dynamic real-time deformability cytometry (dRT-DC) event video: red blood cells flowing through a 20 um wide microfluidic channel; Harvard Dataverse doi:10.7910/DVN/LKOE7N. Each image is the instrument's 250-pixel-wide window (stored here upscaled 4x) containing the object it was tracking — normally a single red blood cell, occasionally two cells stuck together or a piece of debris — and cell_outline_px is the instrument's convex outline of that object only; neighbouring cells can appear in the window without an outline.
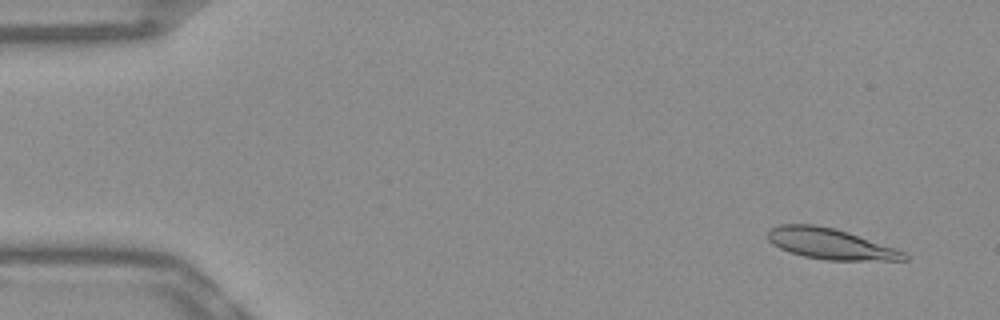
{"species": "Egyptian fruit bat (a non-hibernating species)", "species_latin": "Rousettus aegyptiacus", "temperature_condition": "warm", "stored_images_in_passage": 53, "camera_frame_rate_fps": 3000, "um_per_image_px": 0.085, "frame": {"image": 1, "passage_image": 4, "time_ms": 1.0, "image_size_px": [1000, 320], "cell_outline_px": [[908, 260], [828, 260], [804, 256], [788, 252], [772, 244], [768, 240], [768, 232], [772, 228], [780, 224], [812, 224], [836, 228], [896, 248], [904, 252], [908, 256]], "centroid_in_image_um": [70.58, 20.72], "position_along_channel_um": 14.4, "area_um2": 24.39}}
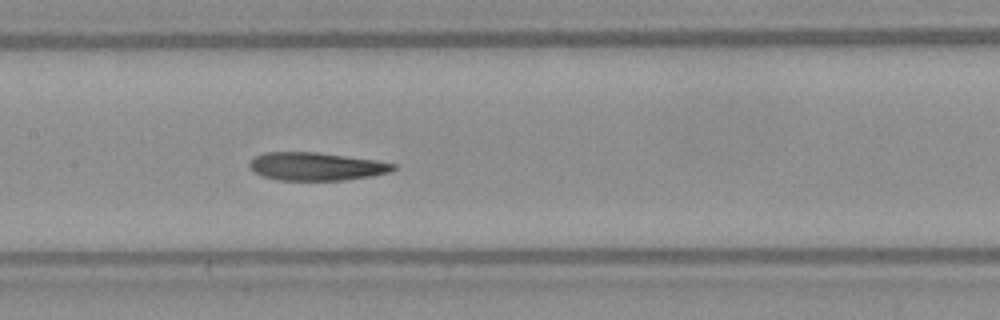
{"frame": {"image": 2, "passage_image": 26, "time_ms": 8.333, "image_size_px": [1000, 320], "cell_outline_px": [[396, 168], [388, 172], [372, 176], [344, 180], [276, 180], [264, 176], [256, 172], [248, 164], [256, 156], [264, 152], [316, 152], [376, 160], [396, 164]], "centroid_in_image_um": [26.89, 14.14], "position_along_channel_um": 180.5, "area_um2": 23.29}}
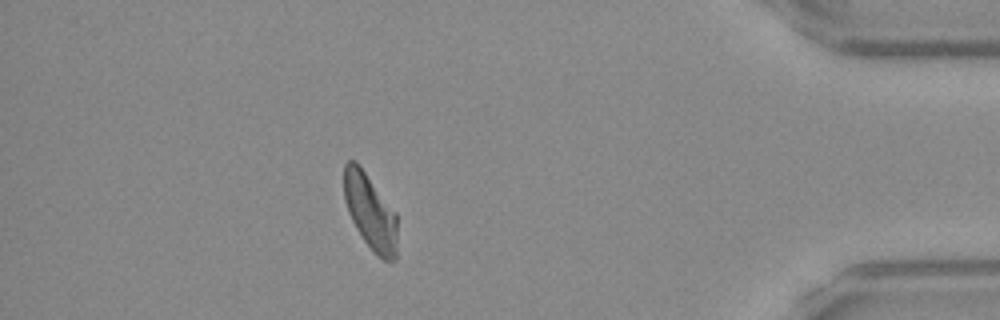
{"frame": {"image": 3, "passage_image": 47, "time_ms": 15.333, "image_size_px": [1000, 320], "cell_outline_px": [[396, 260], [384, 260], [376, 256], [372, 252], [356, 228], [348, 212], [344, 200], [344, 164], [348, 160], [356, 160], [396, 212]], "centroid_in_image_um": [31.46, 18.0], "position_along_channel_um": 403.7, "area_um2": 23.52}, "authors_computed_cell_mechanics": {"area_um2": 24.1026, "velocity_mm_per_s": 3.8353, "shape_relaxation_time_tau1_ms": null, "shape_relaxation_time_tau2_ms": 4.8787, "deformation_change_tau1": null, "deformation_change_tau2": 0.1403}}